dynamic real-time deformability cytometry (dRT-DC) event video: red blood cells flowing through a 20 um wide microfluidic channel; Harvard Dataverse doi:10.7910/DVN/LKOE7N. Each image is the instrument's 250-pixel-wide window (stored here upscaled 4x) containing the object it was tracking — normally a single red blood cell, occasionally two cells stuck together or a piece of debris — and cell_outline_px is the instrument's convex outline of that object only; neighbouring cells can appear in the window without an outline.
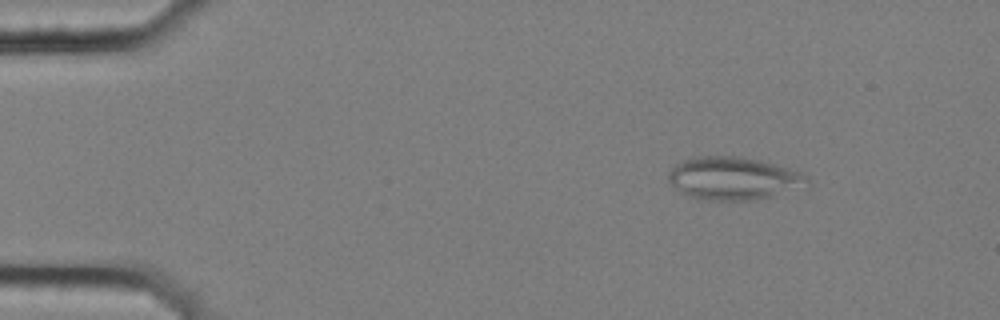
{"species": "common noctule bat (a hibernating species)", "species_latin": "Nyctalus noctula", "temperature_condition": "cold", "stored_images_in_passage": 6, "camera_frame_rate_fps": 3000, "um_per_image_px": 0.085, "animal": {"sex": "female", "body_mass_g": 25.1}, "frame": {"image": 1, "passage_image": 3, "time_ms": 0.667, "image_size_px": [1000, 320], "cell_outline_px": [[812, 184], [808, 188], [772, 196], [752, 200], [708, 200], [692, 196], [680, 192], [668, 180], [668, 172], [676, 164], [692, 156], [740, 156], [760, 160], [776, 164], [804, 172], [812, 180]], "centroid_in_image_um": [62.47, 15.15], "position_along_channel_um": 22.5, "area_um2": 35.32}}